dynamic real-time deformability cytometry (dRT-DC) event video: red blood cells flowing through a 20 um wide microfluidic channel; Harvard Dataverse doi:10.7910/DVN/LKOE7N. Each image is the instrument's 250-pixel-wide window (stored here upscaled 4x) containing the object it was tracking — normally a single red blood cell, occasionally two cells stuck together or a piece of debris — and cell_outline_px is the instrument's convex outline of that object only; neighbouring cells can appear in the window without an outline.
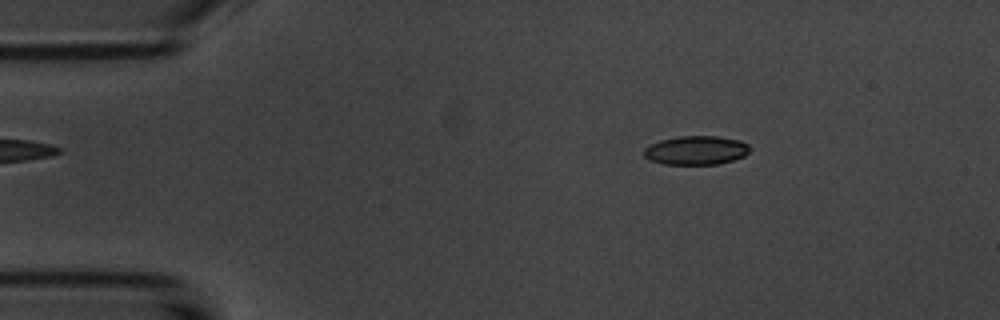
{"species": "common noctule bat (a hibernating species)", "species_latin": "Nyctalus noctula", "temperature_condition": "room temperature", "stored_images_in_passage": 48, "camera_frame_rate_fps": 3000, "um_per_image_px": 0.085, "animal": {"sex": "male", "body_mass_g": 20.1, "forearm_length_mm": 53.5}, "frame": {"image": 1, "passage_image": 3, "time_ms": 0.667, "image_size_px": [1000, 320], "cell_outline_px": [[748, 152], [744, 156], [732, 160], [716, 164], [664, 164], [652, 160], [644, 156], [644, 148], [660, 140], [680, 136], [716, 136], [740, 140], [748, 144]], "centroid_in_image_um": [59.17, 12.77], "position_along_channel_um": 25.8, "area_um2": 17.57}}
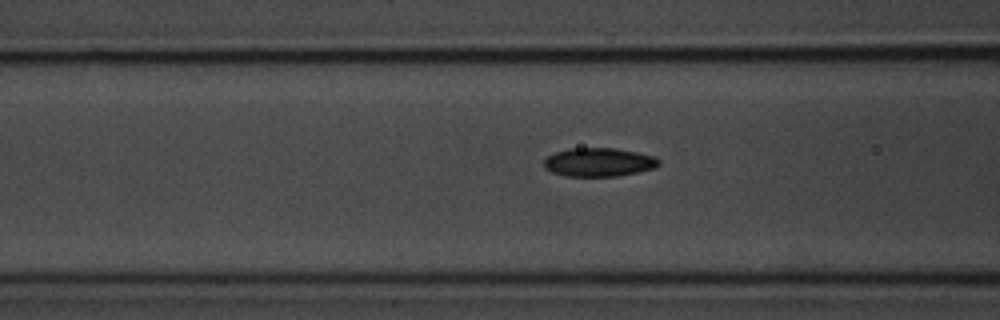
{"frame": {"image": 2, "passage_image": 15, "time_ms": 4.667, "image_size_px": [1000, 320], "cell_outline_px": [[660, 164], [652, 168], [636, 172], [616, 176], [564, 176], [552, 172], [544, 168], [544, 160], [548, 156], [556, 152], [572, 148], [616, 148], [656, 156], [660, 160]], "centroid_in_image_um": [50.89, 13.78], "position_along_channel_um": 115.7, "area_um2": 19.07}}
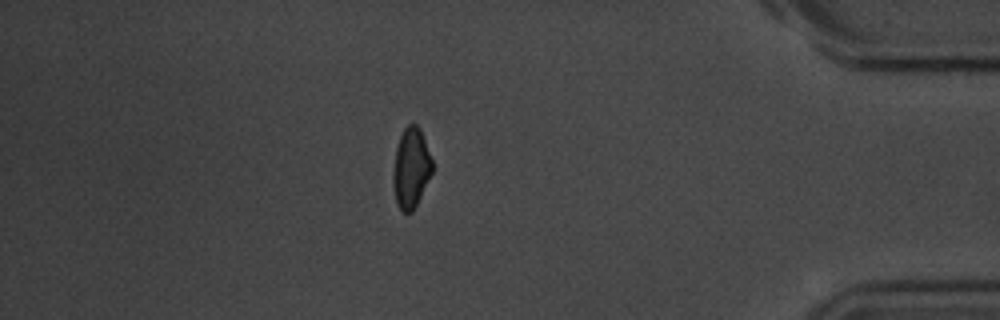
{"frame": {"image": 3, "passage_image": 41, "time_ms": 13.333, "image_size_px": [1000, 320], "cell_outline_px": [[432, 172], [412, 212], [404, 212], [400, 208], [396, 200], [392, 180], [392, 176], [396, 148], [400, 136], [404, 128], [408, 124], [416, 124], [420, 128], [432, 160]], "centroid_in_image_um": [34.92, 14.25], "position_along_channel_um": 400.3, "area_um2": 17.92}, "authors_computed_cell_mechanics": {"area_um2": 18.6983, "velocity_mm_per_s": 3.7356, "shape_relaxation_time_tau1_ms": 2.6091, "shape_relaxation_time_tau2_ms": 3.2649, "deformation_change_tau1": 0.105, "deformation_change_tau2": 0.0744}}